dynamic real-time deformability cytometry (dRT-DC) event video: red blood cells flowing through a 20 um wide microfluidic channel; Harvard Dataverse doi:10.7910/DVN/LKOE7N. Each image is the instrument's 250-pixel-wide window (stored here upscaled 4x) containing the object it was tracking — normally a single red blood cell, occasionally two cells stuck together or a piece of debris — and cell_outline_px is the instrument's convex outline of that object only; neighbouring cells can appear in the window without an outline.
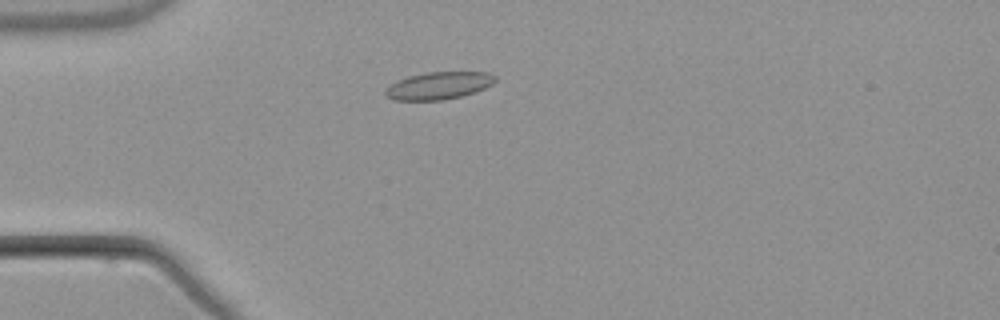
{"species": "common noctule bat (a hibernating species)", "species_latin": "Nyctalus noctula", "temperature_condition": "warm", "stored_images_in_passage": 3, "camera_frame_rate_fps": 3000, "um_per_image_px": 0.085, "animal": {"sex": "male", "body_mass_g": 21.5, "forearm_length_mm": 52.0}, "frame": {"image": 1, "passage_image": 3, "time_ms": 2.333, "image_size_px": [1000, 320], "cell_outline_px": [[496, 80], [492, 84], [476, 92], [444, 100], [392, 100], [384, 96], [384, 92], [392, 84], [408, 76], [424, 72], [492, 72], [496, 76]], "centroid_in_image_um": [37.31, 7.27], "position_along_channel_um": 47.7, "area_um2": 17.57}}